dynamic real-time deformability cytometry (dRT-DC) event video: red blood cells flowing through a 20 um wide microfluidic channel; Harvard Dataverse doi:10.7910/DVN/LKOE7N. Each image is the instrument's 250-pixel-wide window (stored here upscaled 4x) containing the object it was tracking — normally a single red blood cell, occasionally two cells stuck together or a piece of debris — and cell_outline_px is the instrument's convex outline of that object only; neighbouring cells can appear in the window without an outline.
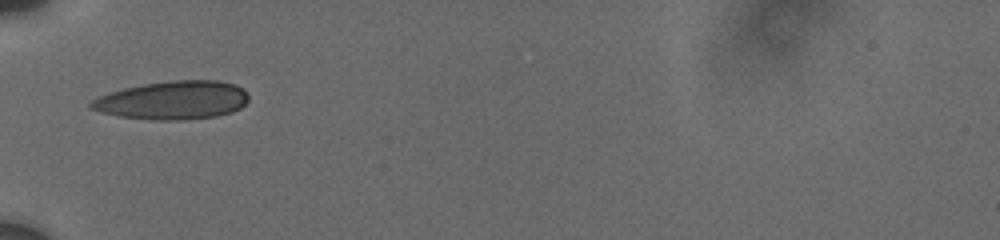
{"species": "human", "species_latin": "Homo sapiens", "temperature_condition": "cold", "stored_images_in_passage": 12, "camera_frame_rate_fps": 3000, "um_per_image_px": 0.085, "donor": {"sex": "male"}, "frame": {"image": 1, "passage_image": 1, "time_ms": 0.0, "image_size_px": [1000, 240], "cell_outline_px": [[248, 100], [240, 108], [232, 112], [216, 116], [180, 120], [152, 120], [120, 116], [100, 112], [88, 108], [88, 104], [92, 100], [108, 92], [124, 88], [144, 84], [176, 80], [220, 80], [236, 84], [244, 88], [248, 96]], "centroid_in_image_um": [14.69, 8.51], "position_along_channel_um": 70.3, "area_um2": 35.43}}
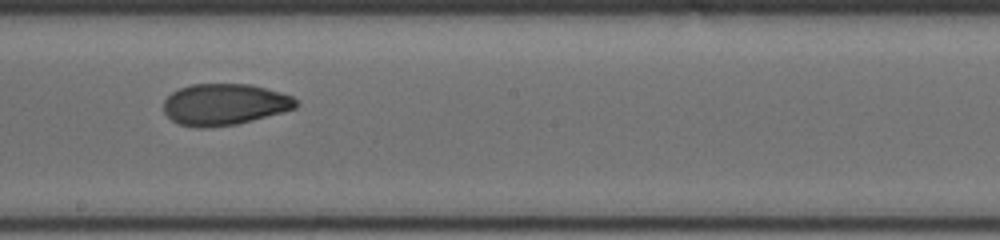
{"frame": {"image": 2, "passage_image": 5, "time_ms": 4.333, "image_size_px": [1000, 240], "cell_outline_px": [[300, 104], [296, 108], [252, 120], [236, 124], [204, 128], [196, 128], [176, 124], [164, 112], [164, 100], [172, 92], [180, 88], [192, 84], [252, 84], [280, 92], [292, 96]], "centroid_in_image_um": [19.07, 8.88], "position_along_channel_um": 229.1, "area_um2": 32.02}}
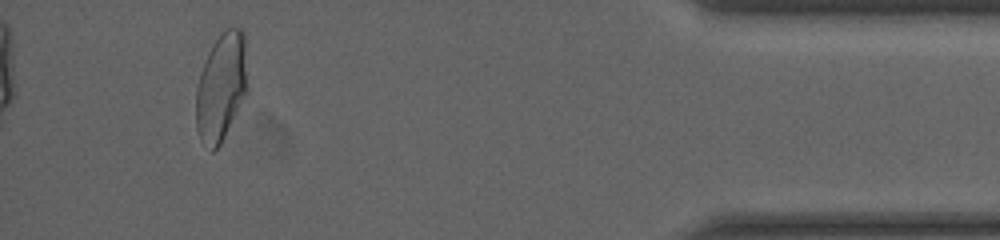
{"frame": {"image": 3, "passage_image": 11, "time_ms": 10.667, "image_size_px": [1000, 240], "cell_outline_px": [[248, 92], [220, 144], [212, 152], [200, 140], [196, 128], [196, 88], [200, 72], [208, 52], [212, 44], [224, 28], [240, 28], [244, 32], [248, 88]], "centroid_in_image_um": [18.81, 7.38], "position_along_channel_um": 416.4, "area_um2": 32.71}, "authors_computed_cell_mechanics": {"area_um2": 32.5703, "velocity_mm_per_s": 3.7326, "shape_relaxation_time_tau1_ms": 3.8025, "shape_relaxation_time_tau2_ms": 1.8227, "deformation_change_tau1": 0.1237, "deformation_change_tau2": 0.058}}